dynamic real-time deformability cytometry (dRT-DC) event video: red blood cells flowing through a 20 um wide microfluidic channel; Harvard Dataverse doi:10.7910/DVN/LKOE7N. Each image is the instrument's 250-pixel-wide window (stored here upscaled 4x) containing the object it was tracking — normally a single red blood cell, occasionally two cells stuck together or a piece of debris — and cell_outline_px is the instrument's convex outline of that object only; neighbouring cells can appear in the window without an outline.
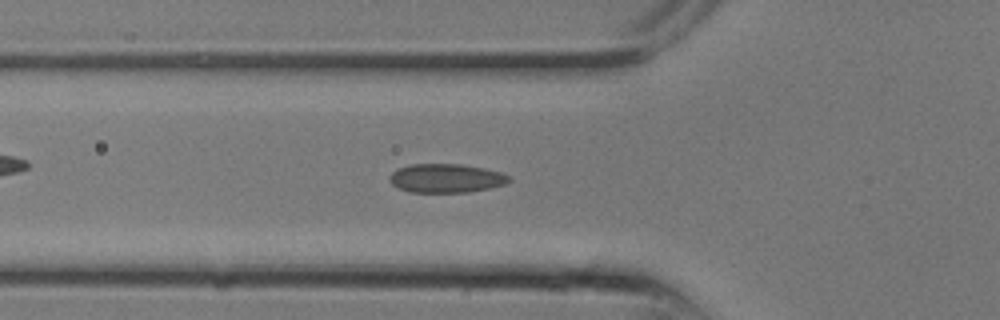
{"species": "common noctule bat (a hibernating species)", "species_latin": "Nyctalus noctula", "temperature_condition": "room temperature", "stored_images_in_passage": 14, "camera_frame_rate_fps": 3000, "um_per_image_px": 0.085, "animal": {"sex": "male", "body_mass_g": 13.3}, "frame": {"image": 1, "passage_image": 8, "time_ms": 2.333, "image_size_px": [1000, 320], "cell_outline_px": [[512, 180], [504, 184], [488, 188], [468, 192], [408, 192], [396, 188], [388, 180], [388, 176], [396, 168], [412, 164], [460, 164], [484, 168], [500, 172], [508, 176]], "centroid_in_image_um": [37.85, 15.15], "position_along_channel_um": 88.0, "area_um2": 20.17}}
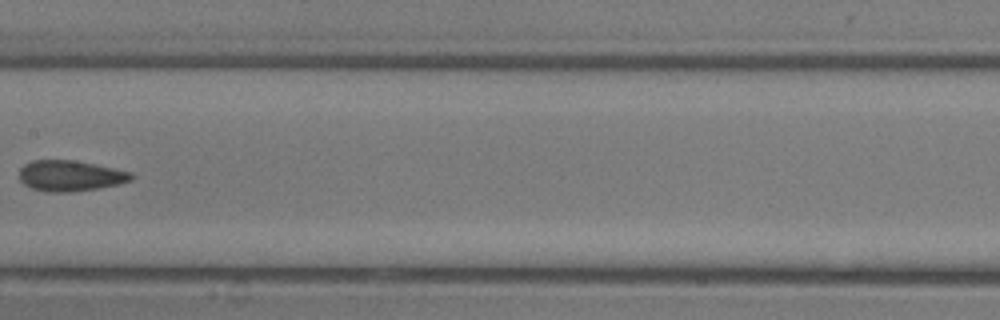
{"frame": {"image": 2, "passage_image": 12, "time_ms": 3.667, "image_size_px": [1000, 320], "cell_outline_px": [[132, 180], [116, 184], [96, 188], [68, 192], [48, 192], [32, 188], [24, 184], [20, 180], [20, 168], [24, 164], [32, 160], [76, 160], [132, 172]], "centroid_in_image_um": [5.94, 14.93], "position_along_channel_um": 201.5, "area_um2": 19.88}}
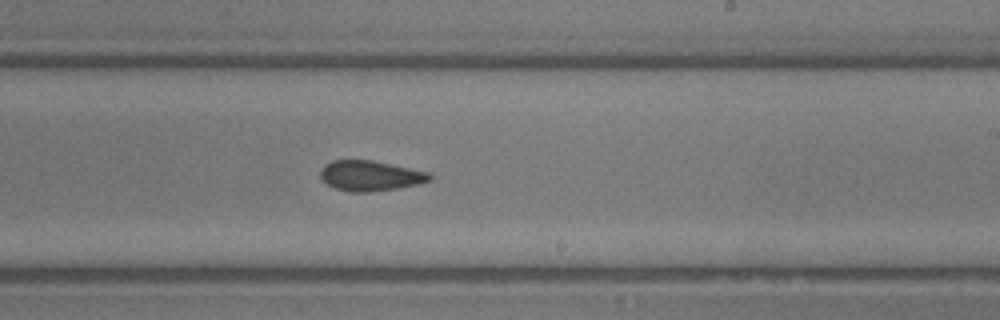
{"frame": {"image": 3, "passage_image": 14, "time_ms": 4.333, "image_size_px": [1000, 320], "cell_outline_px": [[432, 180], [420, 184], [396, 188], [368, 192], [352, 192], [336, 188], [320, 180], [320, 168], [324, 164], [332, 160], [372, 160], [428, 172], [432, 176]], "centroid_in_image_um": [31.45, 14.93], "position_along_channel_um": 257.6, "area_um2": 19.31}}